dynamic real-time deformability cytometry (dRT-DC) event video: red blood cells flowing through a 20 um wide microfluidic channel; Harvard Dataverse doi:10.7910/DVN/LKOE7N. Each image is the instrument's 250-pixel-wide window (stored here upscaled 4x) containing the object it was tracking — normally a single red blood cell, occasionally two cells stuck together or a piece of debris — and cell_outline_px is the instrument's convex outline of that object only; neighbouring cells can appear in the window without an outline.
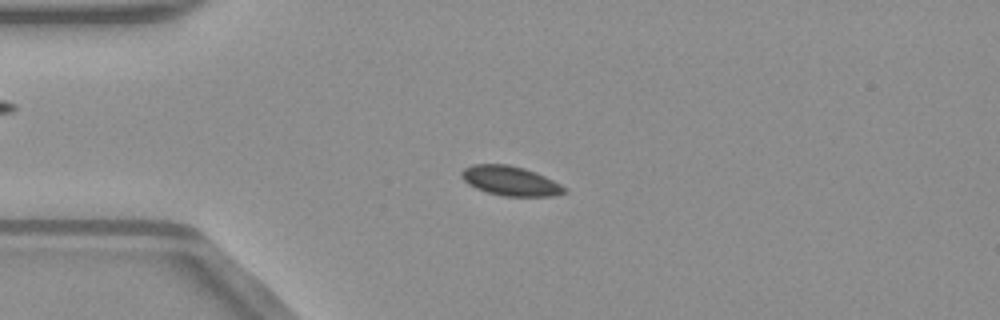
{"species": "common noctule bat (a hibernating species)", "species_latin": "Nyctalus noctula", "temperature_condition": "warm", "stored_images_in_passage": 52, "camera_frame_rate_fps": 3000, "um_per_image_px": 0.085, "animal": {"sex": "male", "body_mass_g": 23.1, "forearm_length_mm": 52.7}, "frame": {"image": 1, "passage_image": 13, "time_ms": 4.0, "image_size_px": [1000, 320], "cell_outline_px": [[568, 192], [552, 196], [504, 196], [488, 192], [476, 188], [468, 184], [460, 176], [460, 172], [464, 168], [472, 164], [508, 164], [524, 168], [536, 172], [568, 188]], "centroid_in_image_um": [43.38, 15.37], "position_along_channel_um": 41.6, "area_um2": 17.74}}
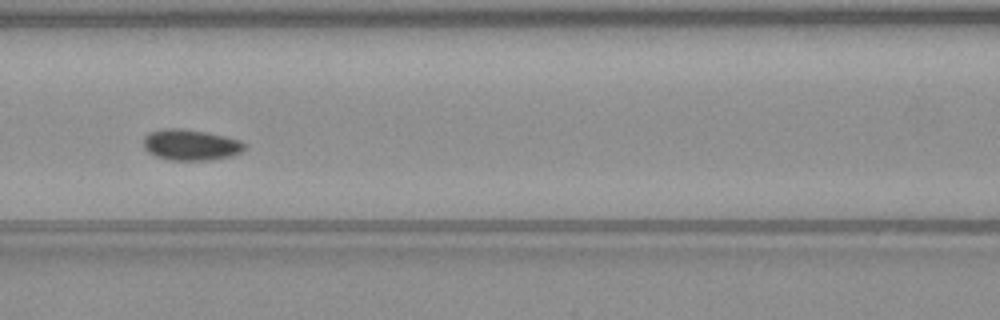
{"frame": {"image": 2, "passage_image": 23, "time_ms": 7.333, "image_size_px": [1000, 320], "cell_outline_px": [[248, 144], [240, 152], [232, 156], [212, 160], [168, 160], [156, 156], [148, 152], [144, 148], [144, 136], [148, 132], [168, 128], [180, 128], [208, 132], [240, 140]], "centroid_in_image_um": [16.22, 12.31], "position_along_channel_um": 150.4, "area_um2": 18.38}}
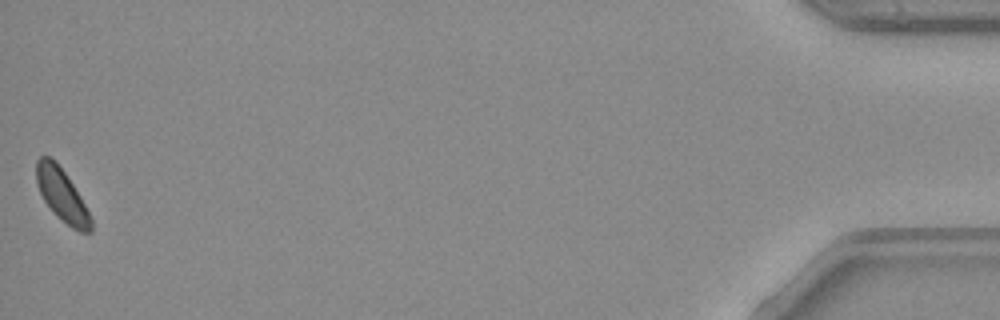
{"frame": {"image": 3, "passage_image": 52, "time_ms": 17.0, "image_size_px": [1000, 320], "cell_outline_px": [[92, 232], [80, 232], [72, 228], [56, 216], [44, 200], [36, 184], [36, 160], [40, 156], [48, 156], [56, 160], [80, 196], [92, 220]], "centroid_in_image_um": [5.24, 16.57], "position_along_channel_um": 430.0, "area_um2": 16.59}}